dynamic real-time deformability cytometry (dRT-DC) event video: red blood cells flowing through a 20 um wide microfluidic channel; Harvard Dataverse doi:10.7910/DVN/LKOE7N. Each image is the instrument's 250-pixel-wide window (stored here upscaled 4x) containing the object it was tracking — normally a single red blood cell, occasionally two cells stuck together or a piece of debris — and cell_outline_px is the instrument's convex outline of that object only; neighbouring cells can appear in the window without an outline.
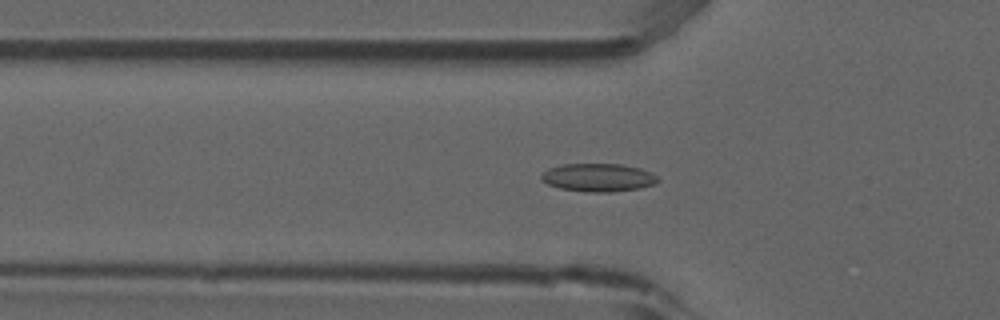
{"species": "common noctule bat (a hibernating species)", "species_latin": "Nyctalus noctula", "temperature_condition": "room temperature", "stored_images_in_passage": 53, "camera_frame_rate_fps": 3000, "um_per_image_px": 0.085, "animal": {"sex": "male", "forearm_length_mm": 52.5}, "frame": {"image": 1, "passage_image": 18, "time_ms": 5.667, "image_size_px": [1000, 320], "cell_outline_px": [[660, 180], [656, 184], [640, 188], [612, 192], [584, 192], [560, 188], [548, 184], [540, 180], [540, 176], [548, 168], [564, 164], [620, 164], [640, 168], [652, 172]], "centroid_in_image_um": [50.86, 15.09], "position_along_channel_um": 74.9, "area_um2": 19.25}}
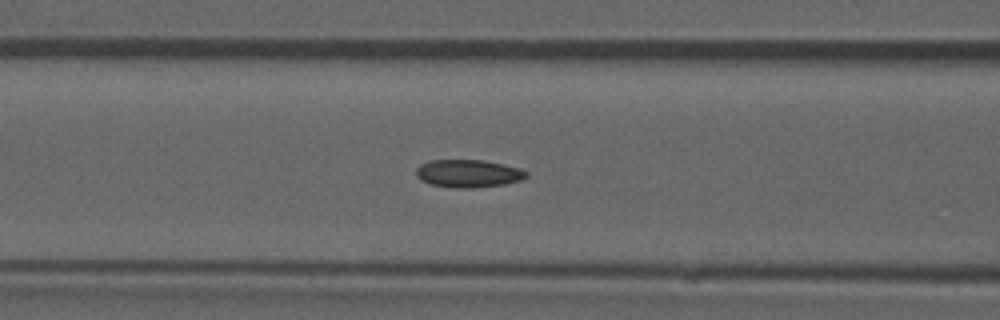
{"frame": {"image": 2, "passage_image": 22, "time_ms": 7.0, "image_size_px": [1000, 320], "cell_outline_px": [[528, 176], [520, 180], [504, 184], [472, 188], [452, 188], [432, 184], [420, 180], [416, 176], [416, 168], [420, 164], [432, 160], [484, 160], [520, 168], [528, 172]], "centroid_in_image_um": [39.79, 14.75], "position_along_channel_um": 126.8, "area_um2": 17.86}}
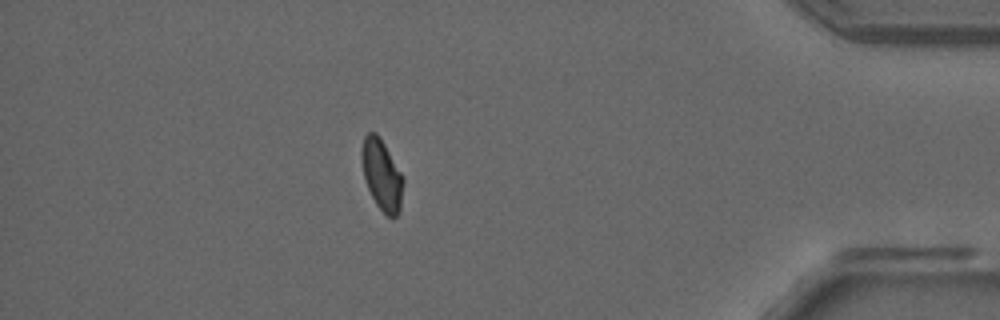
{"frame": {"image": 3, "passage_image": 47, "time_ms": 15.333, "image_size_px": [1000, 320], "cell_outline_px": [[404, 180], [400, 212], [396, 216], [384, 216], [376, 204], [368, 188], [364, 176], [360, 156], [360, 152], [364, 136], [368, 132], [376, 132], [380, 136], [404, 176]], "centroid_in_image_um": [32.46, 14.85], "position_along_channel_um": 402.7, "area_um2": 17.51}, "authors_computed_cell_mechanics": {"area_um2": 17.5712, "velocity_mm_per_s": 3.8539, "shape_relaxation_time_tau1_ms": null, "shape_relaxation_time_tau2_ms": 3.3934, "deformation_change_tau1": null, "deformation_change_tau2": 0.0721}}